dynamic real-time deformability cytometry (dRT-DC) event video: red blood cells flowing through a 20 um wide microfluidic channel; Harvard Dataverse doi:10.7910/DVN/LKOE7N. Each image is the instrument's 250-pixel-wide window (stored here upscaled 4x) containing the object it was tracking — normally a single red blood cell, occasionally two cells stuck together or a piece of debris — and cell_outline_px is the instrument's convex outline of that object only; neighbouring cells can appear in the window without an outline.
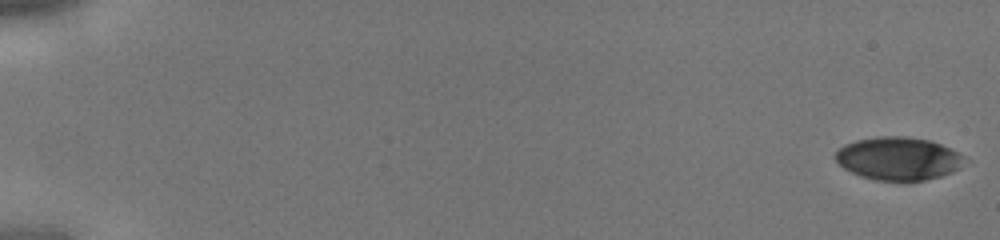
{"species": "human", "species_latin": "Homo sapiens", "temperature_condition": "cold", "stored_images_in_passage": 29, "camera_frame_rate_fps": 3000, "um_per_image_px": 0.085, "donor": {"sex": "male"}, "frame": {"image": 1, "passage_image": 1, "time_ms": 0.0, "image_size_px": [1000, 240], "cell_outline_px": [[972, 160], [960, 168], [952, 172], [940, 176], [924, 180], [876, 180], [860, 176], [844, 168], [832, 156], [844, 144], [856, 140], [880, 136], [904, 136], [928, 140], [940, 144]], "centroid_in_image_um": [76.39, 13.47], "position_along_channel_um": 8.6, "area_um2": 32.43}}
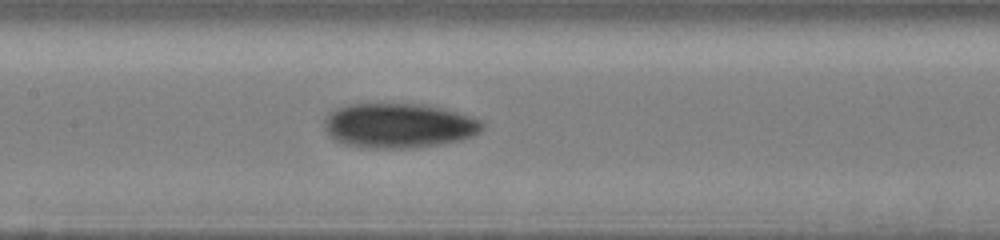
{"frame": {"image": 2, "passage_image": 13, "time_ms": 4.0, "image_size_px": [1000, 240], "cell_outline_px": [[484, 128], [480, 132], [472, 136], [460, 140], [436, 144], [408, 148], [360, 148], [344, 144], [332, 140], [328, 136], [324, 128], [324, 116], [328, 112], [336, 108], [348, 104], [428, 104], [444, 108], [480, 120], [484, 124]], "centroid_in_image_um": [33.82, 10.67], "position_along_channel_um": 173.6, "area_um2": 41.56}}
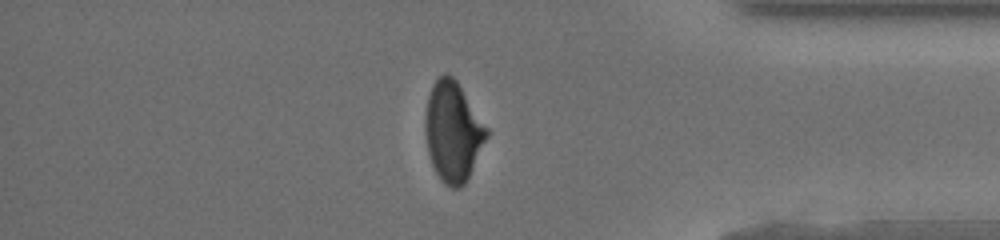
{"frame": {"image": 3, "passage_image": 25, "time_ms": 8.0, "image_size_px": [1000, 240], "cell_outline_px": [[488, 136], [464, 184], [460, 188], [452, 188], [444, 184], [440, 180], [432, 164], [428, 152], [424, 128], [424, 120], [428, 96], [432, 84], [444, 72], [452, 76], [456, 80], [488, 128]], "centroid_in_image_um": [38.48, 11.18], "position_along_channel_um": 396.7, "area_um2": 35.49}}